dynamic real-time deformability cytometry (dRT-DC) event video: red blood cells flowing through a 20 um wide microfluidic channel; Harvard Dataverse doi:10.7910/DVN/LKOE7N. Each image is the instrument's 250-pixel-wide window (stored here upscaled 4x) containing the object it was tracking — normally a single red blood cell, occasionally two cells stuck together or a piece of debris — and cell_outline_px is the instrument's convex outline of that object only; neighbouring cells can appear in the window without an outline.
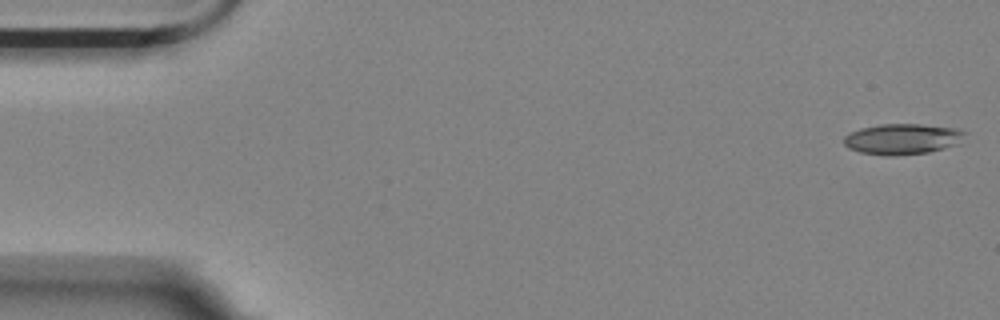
{"species": "Egyptian fruit bat (a non-hibernating species)", "species_latin": "Rousettus aegyptiacus", "temperature_condition": "room temperature", "stored_images_in_passage": 8, "camera_frame_rate_fps": 3000, "um_per_image_px": 0.085, "animal": {"sex": "female"}, "frame": {"image": 1, "passage_image": 1, "time_ms": 0.0, "image_size_px": [1000, 320], "cell_outline_px": [[968, 132], [960, 144], [928, 152], [892, 156], [888, 156], [860, 152], [848, 148], [844, 144], [844, 136], [860, 128], [880, 124], [920, 124], [956, 128]], "centroid_in_image_um": [76.74, 11.81], "position_along_channel_um": 8.3, "area_um2": 21.79}}
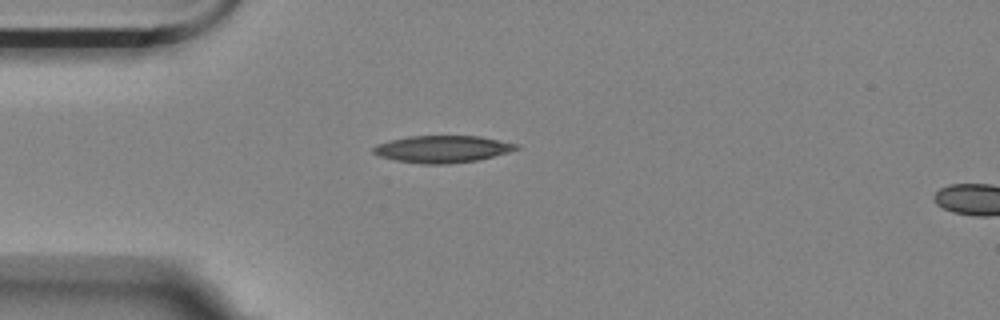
{"frame": {"image": 2, "passage_image": 5, "time_ms": 4.333, "image_size_px": [1000, 320], "cell_outline_px": [[520, 148], [508, 152], [476, 160], [448, 164], [420, 164], [396, 160], [380, 156], [372, 152], [372, 148], [376, 144], [408, 136], [480, 136], [520, 144]], "centroid_in_image_um": [37.61, 12.67], "position_along_channel_um": 47.4, "area_um2": 22.48}}
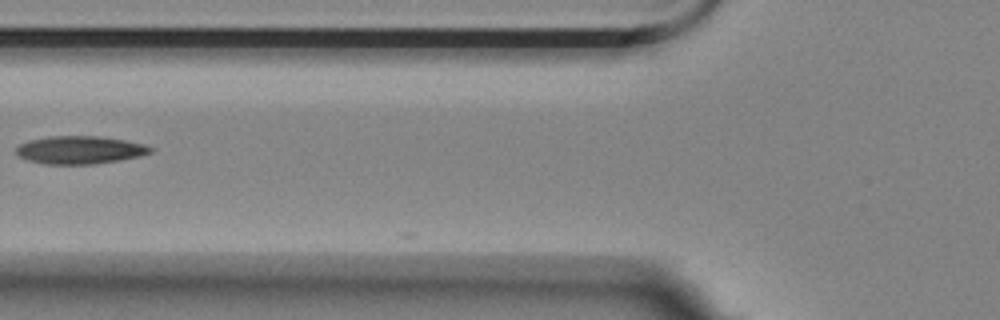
{"frame": {"image": 3, "passage_image": 7, "time_ms": 6.667, "image_size_px": [1000, 320], "cell_outline_px": [[152, 152], [140, 156], [120, 160], [96, 164], [44, 164], [28, 160], [20, 156], [16, 152], [16, 148], [20, 144], [28, 140], [48, 136], [100, 136], [124, 140], [144, 144], [152, 148]], "centroid_in_image_um": [6.79, 12.74], "position_along_channel_um": 119.0, "area_um2": 21.85}}